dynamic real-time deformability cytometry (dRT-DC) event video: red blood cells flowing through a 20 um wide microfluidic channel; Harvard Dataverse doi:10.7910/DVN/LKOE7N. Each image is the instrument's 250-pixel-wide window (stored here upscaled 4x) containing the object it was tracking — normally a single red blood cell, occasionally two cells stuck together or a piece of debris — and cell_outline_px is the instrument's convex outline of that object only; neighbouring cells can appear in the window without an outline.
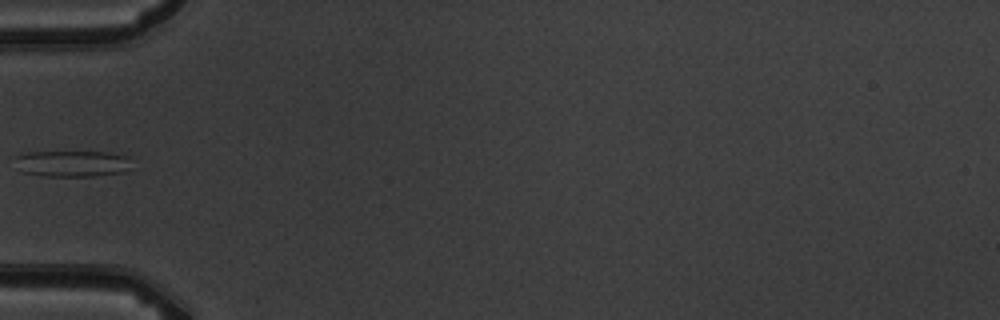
{"species": "common noctule bat (a hibernating species)", "species_latin": "Nyctalus noctula", "temperature_condition": "warm", "stored_images_in_passage": 3, "camera_frame_rate_fps": 3000, "um_per_image_px": 0.085, "animal": {"sex": "male", "body_mass_g": 19.5, "forearm_length_mm": 54.6}, "frame": {"image": 1, "passage_image": 1, "time_ms": 0.0, "image_size_px": [1000, 320], "cell_outline_px": [[128, 168], [124, 172], [96, 176], [40, 176], [20, 172], [16, 156], [24, 152], [108, 152], [124, 156]], "centroid_in_image_um": [6.05, 13.92], "position_along_channel_um": 79.0, "area_um2": 17.57}}
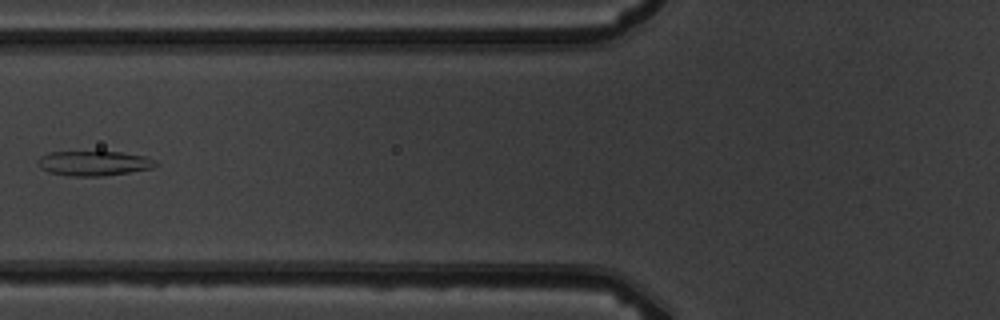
{"frame": {"image": 2, "passage_image": 2, "time_ms": 1.0, "image_size_px": [1000, 320], "cell_outline_px": [[160, 164], [152, 168], [128, 172], [100, 176], [68, 176], [48, 172], [40, 168], [36, 164], [36, 160], [40, 156], [48, 152], [120, 152], [144, 156]], "centroid_in_image_um": [7.9, 13.88], "position_along_channel_um": 117.9, "area_um2": 16.99}}
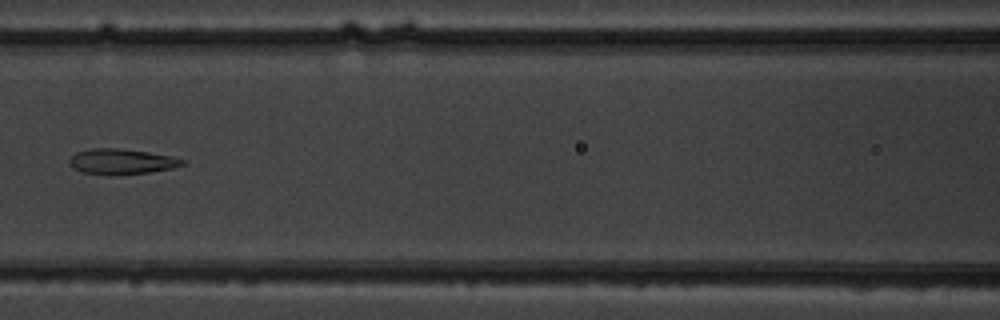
{"frame": {"image": 3, "passage_image": 3, "time_ms": 2.0, "image_size_px": [1000, 320], "cell_outline_px": [[184, 164], [172, 168], [148, 172], [84, 172], [72, 168], [68, 160], [76, 152], [92, 148], [120, 148], [148, 152], [172, 156], [184, 160]], "centroid_in_image_um": [10.33, 13.67], "position_along_channel_um": 156.3, "area_um2": 15.84}}